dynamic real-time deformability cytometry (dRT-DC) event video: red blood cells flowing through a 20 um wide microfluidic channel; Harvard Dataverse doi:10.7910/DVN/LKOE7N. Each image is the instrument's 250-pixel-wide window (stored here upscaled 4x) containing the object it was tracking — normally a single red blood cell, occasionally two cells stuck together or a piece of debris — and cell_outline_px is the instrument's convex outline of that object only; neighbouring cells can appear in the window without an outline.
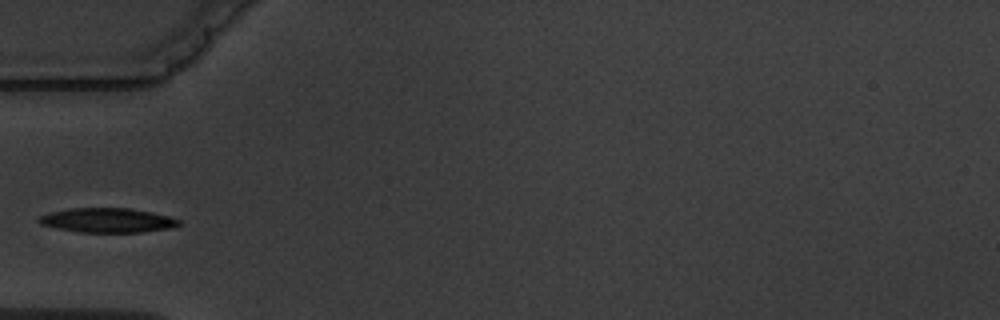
{"species": "common noctule bat (a hibernating species)", "species_latin": "Nyctalus noctula", "temperature_condition": "warm", "stored_images_in_passage": 3, "camera_frame_rate_fps": 3000, "um_per_image_px": 0.085, "animal": {"sex": "male", "body_mass_g": 19.5, "forearm_length_mm": 54.6}, "frame": {"image": 1, "passage_image": 3, "time_ms": 2.333, "image_size_px": [1000, 320], "cell_outline_px": [[184, 224], [172, 228], [140, 232], [80, 232], [40, 224], [36, 220], [40, 216], [52, 212], [68, 208], [132, 208], [152, 212], [168, 216], [180, 220]], "centroid_in_image_um": [9.19, 18.72], "position_along_channel_um": 75.8, "area_um2": 19.94}}